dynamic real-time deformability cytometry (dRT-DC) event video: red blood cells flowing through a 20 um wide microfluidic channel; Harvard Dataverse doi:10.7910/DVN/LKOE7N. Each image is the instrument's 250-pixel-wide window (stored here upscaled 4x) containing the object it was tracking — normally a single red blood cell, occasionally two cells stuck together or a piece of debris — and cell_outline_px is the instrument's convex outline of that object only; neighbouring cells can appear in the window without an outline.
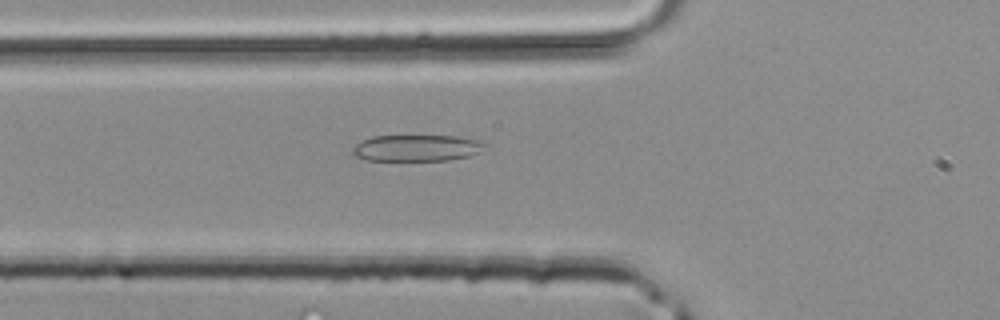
{"species": "common noctule bat (a hibernating species)", "species_latin": "Nyctalus noctula", "temperature_condition": "room temperature", "stored_images_in_passage": 27, "camera_frame_rate_fps": 3000, "um_per_image_px": 0.085, "animal": {"sex": "male", "body_mass_g": 20.4}, "frame": {"image": 1, "passage_image": 2, "time_ms": 0.333, "image_size_px": [1000, 320], "cell_outline_px": [[488, 144], [476, 152], [468, 156], [448, 160], [364, 160], [356, 156], [352, 152], [352, 148], [360, 140], [372, 136], [456, 136], [484, 140]], "centroid_in_image_um": [35.41, 12.56], "position_along_channel_um": 90.4, "area_um2": 20.4}}
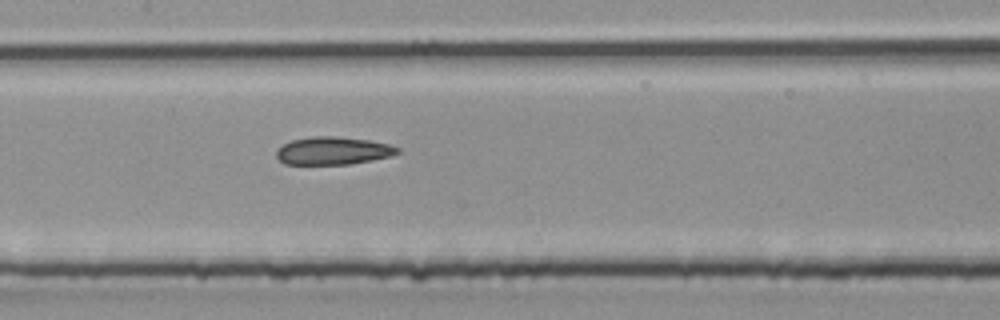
{"frame": {"image": 2, "passage_image": 7, "time_ms": 2.0, "image_size_px": [1000, 320], "cell_outline_px": [[400, 152], [392, 156], [372, 160], [348, 164], [284, 164], [276, 156], [276, 152], [284, 144], [292, 140], [312, 136], [336, 136], [368, 140], [388, 144], [400, 148]], "centroid_in_image_um": [28.33, 12.81], "position_along_channel_um": 179.1, "area_um2": 19.54}}
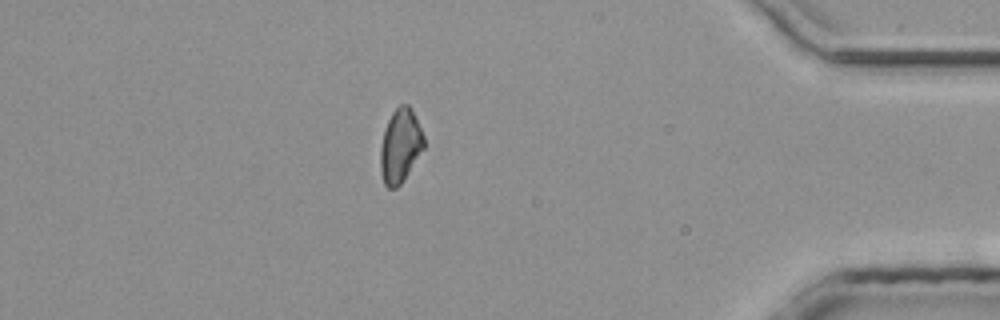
{"frame": {"image": 3, "passage_image": 22, "time_ms": 7.0, "image_size_px": [1000, 320], "cell_outline_px": [[424, 148], [400, 184], [396, 188], [388, 188], [384, 184], [380, 168], [380, 148], [384, 132], [388, 120], [392, 112], [400, 104], [408, 104], [412, 108], [424, 136]], "centroid_in_image_um": [34.02, 12.37], "position_along_channel_um": 401.2, "area_um2": 18.55}}